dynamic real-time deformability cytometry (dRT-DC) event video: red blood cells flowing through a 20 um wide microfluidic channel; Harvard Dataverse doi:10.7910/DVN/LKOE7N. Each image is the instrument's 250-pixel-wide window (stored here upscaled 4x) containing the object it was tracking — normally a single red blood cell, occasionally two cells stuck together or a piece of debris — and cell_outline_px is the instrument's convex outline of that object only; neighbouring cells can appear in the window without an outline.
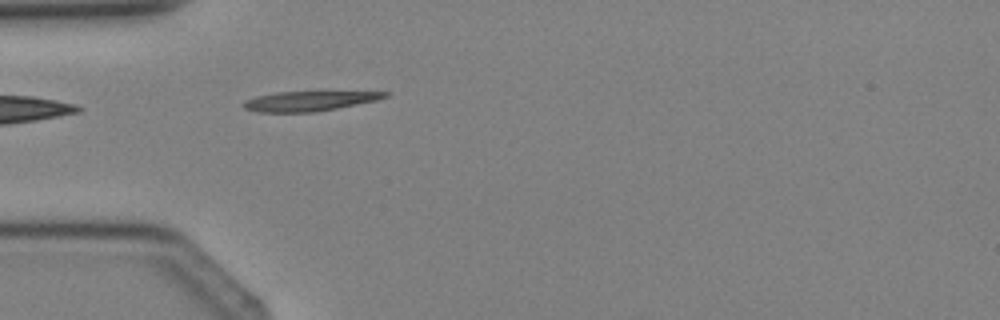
{"species": "Egyptian fruit bat (a non-hibernating species)", "species_latin": "Rousettus aegyptiacus", "temperature_condition": "cold", "stored_images_in_passage": 3, "camera_frame_rate_fps": 3000, "um_per_image_px": 0.085, "animal": {"sex": "female"}, "frame": {"image": 1, "passage_image": 3, "time_ms": 2.333, "image_size_px": [1000, 320], "cell_outline_px": [[388, 96], [376, 100], [316, 112], [256, 112], [244, 108], [240, 104], [244, 100], [256, 96], [276, 92], [320, 88], [388, 92]], "centroid_in_image_um": [26.33, 8.51], "position_along_channel_um": 58.7, "area_um2": 17.74}}